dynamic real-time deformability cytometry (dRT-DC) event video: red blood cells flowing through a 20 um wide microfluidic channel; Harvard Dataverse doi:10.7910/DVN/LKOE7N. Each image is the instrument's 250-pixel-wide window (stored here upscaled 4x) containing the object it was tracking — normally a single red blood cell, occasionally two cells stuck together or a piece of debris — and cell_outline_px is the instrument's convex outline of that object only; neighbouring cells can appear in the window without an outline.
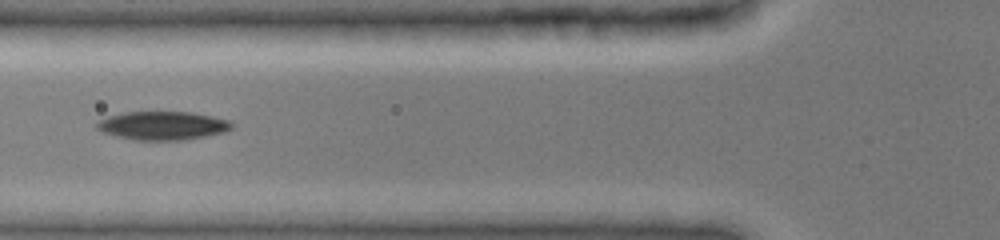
{"species": "common noctule bat (a hibernating species)", "species_latin": "Nyctalus noctula", "temperature_condition": "cold", "stored_images_in_passage": 17, "camera_frame_rate_fps": 3000, "um_per_image_px": 0.085, "animal": {"sex": "female", "body_mass_g": 19.0, "forearm_length_mm": 51.5}, "frame": {"image": 1, "passage_image": 10, "time_ms": 5.0, "image_size_px": [1000, 240], "cell_outline_px": [[232, 128], [224, 132], [208, 136], [184, 140], [132, 140], [116, 136], [104, 132], [96, 128], [96, 124], [100, 120], [108, 116], [124, 112], [192, 112], [212, 116], [228, 120], [232, 124]], "centroid_in_image_um": [13.83, 10.68], "position_along_channel_um": 112.0, "area_um2": 22.43}}